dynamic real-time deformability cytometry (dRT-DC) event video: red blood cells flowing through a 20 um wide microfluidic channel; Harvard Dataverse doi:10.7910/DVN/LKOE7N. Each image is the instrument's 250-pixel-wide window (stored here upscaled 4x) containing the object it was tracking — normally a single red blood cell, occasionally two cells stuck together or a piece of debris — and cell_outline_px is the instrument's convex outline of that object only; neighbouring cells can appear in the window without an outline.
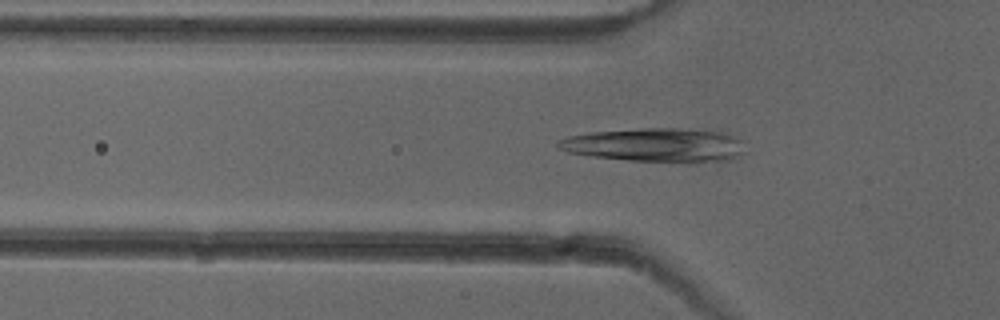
{"species": "common noctule bat (a hibernating species)", "species_latin": "Nyctalus noctula", "temperature_condition": "cold", "stored_images_in_passage": 51, "camera_frame_rate_fps": 3000, "um_per_image_px": 0.085, "animal": {"sex": "female"}, "frame": {"image": 1, "passage_image": 17, "time_ms": 5.333, "image_size_px": [1000, 320], "cell_outline_px": [[744, 152], [732, 160], [696, 164], [688, 164], [628, 160], [592, 156], [568, 152], [556, 148], [556, 140], [568, 136], [588, 132], [640, 128], [708, 128], [724, 132], [740, 140]], "centroid_in_image_um": [55.77, 12.33], "position_along_channel_um": 70.0, "area_um2": 38.15}}
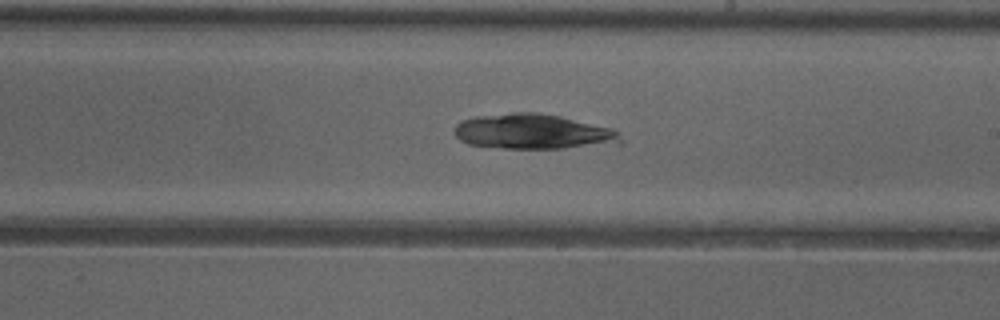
{"frame": {"image": 2, "passage_image": 30, "time_ms": 9.667, "image_size_px": [1000, 320], "cell_outline_px": [[624, 144], [564, 148], [504, 148], [468, 144], [460, 140], [456, 136], [456, 124], [460, 120], [476, 116], [516, 112], [540, 112], [560, 116], [612, 128], [624, 140]], "centroid_in_image_um": [45.36, 11.19], "position_along_channel_um": 243.6, "area_um2": 34.16}}
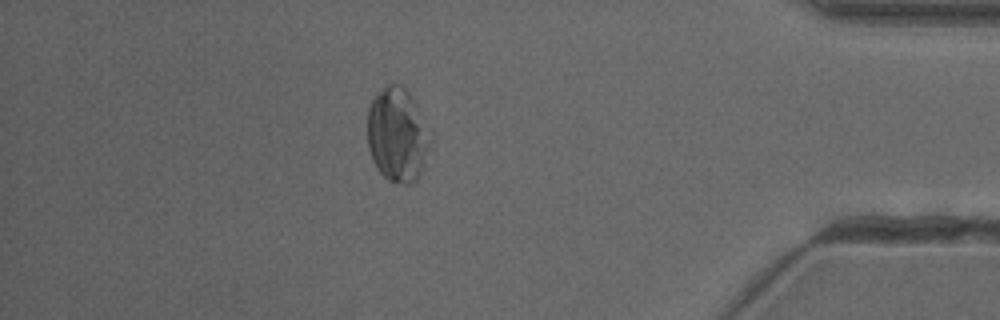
{"frame": {"image": 3, "passage_image": 45, "time_ms": 14.667, "image_size_px": [1000, 320], "cell_outline_px": [[432, 148], [416, 180], [408, 184], [404, 184], [388, 180], [380, 172], [372, 160], [368, 148], [368, 108], [372, 100], [388, 84], [400, 84], [408, 92], [416, 104], [432, 136]], "centroid_in_image_um": [33.81, 11.49], "position_along_channel_um": 401.4, "area_um2": 34.51}}